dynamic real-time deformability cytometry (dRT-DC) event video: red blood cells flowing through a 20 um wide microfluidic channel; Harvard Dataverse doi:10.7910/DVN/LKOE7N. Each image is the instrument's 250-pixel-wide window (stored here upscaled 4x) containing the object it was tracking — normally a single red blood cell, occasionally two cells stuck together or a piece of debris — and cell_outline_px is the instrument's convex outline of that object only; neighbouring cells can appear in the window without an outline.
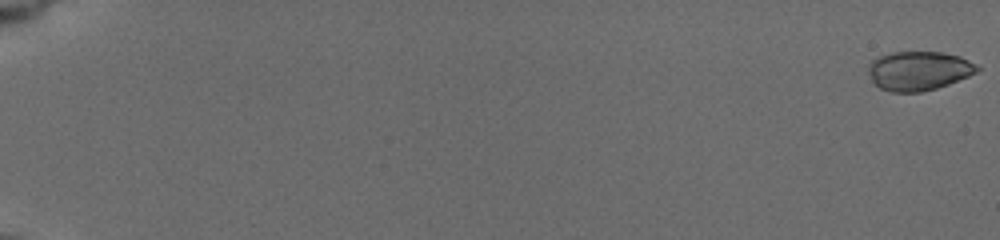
{"species": "common noctule bat (a hibernating species)", "species_latin": "Nyctalus noctula", "temperature_condition": "cold", "stored_images_in_passage": 25, "camera_frame_rate_fps": 3000, "um_per_image_px": 0.085, "animal": {"sex": "female", "body_mass_g": 19.5, "forearm_length_mm": 54.1}, "frame": {"image": 1, "passage_image": 1, "time_ms": 0.0, "image_size_px": [1000, 240], "cell_outline_px": [[980, 68], [976, 72], [968, 76], [948, 84], [936, 88], [920, 92], [892, 92], [880, 88], [872, 80], [868, 72], [868, 64], [876, 56], [892, 52], [944, 52], [960, 56], [976, 64]], "centroid_in_image_um": [78.07, 6.0], "position_along_channel_um": 6.9, "area_um2": 24.85}}
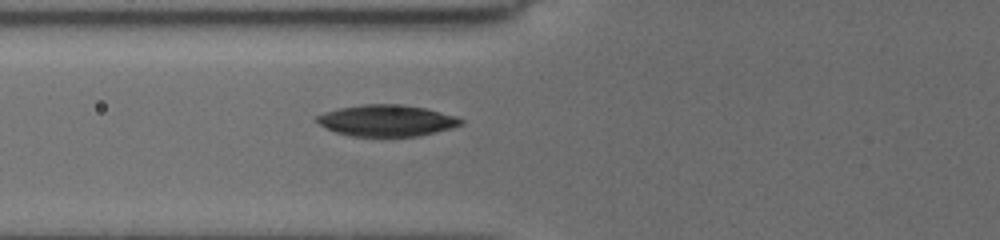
{"frame": {"image": 2, "passage_image": 18, "time_ms": 8.0, "image_size_px": [1000, 240], "cell_outline_px": [[464, 120], [460, 124], [448, 128], [416, 136], [348, 136], [336, 132], [312, 120], [316, 116], [324, 112], [336, 108], [364, 104], [400, 104], [424, 108], [452, 116]], "centroid_in_image_um": [32.74, 10.24], "position_along_channel_um": 93.1, "area_um2": 25.95}}
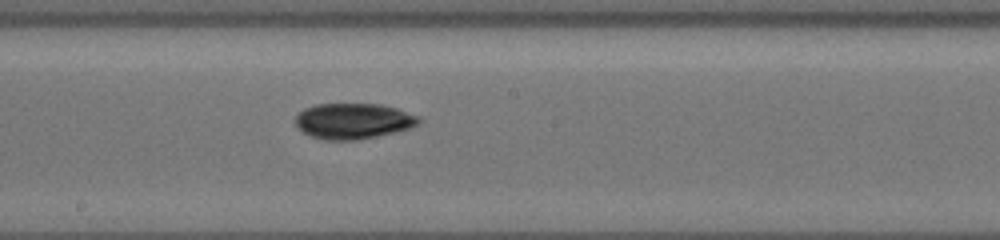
{"frame": {"image": 3, "passage_image": 25, "time_ms": 11.333, "image_size_px": [1000, 240], "cell_outline_px": [[420, 120], [416, 124], [408, 128], [376, 136], [356, 140], [320, 140], [304, 132], [296, 124], [296, 116], [304, 108], [316, 104], [380, 104], [396, 108], [420, 116]], "centroid_in_image_um": [30.0, 10.28], "position_along_channel_um": 218.2, "area_um2": 25.37}}